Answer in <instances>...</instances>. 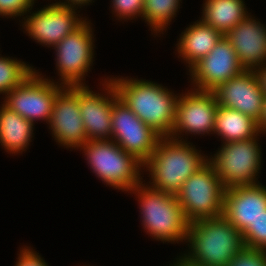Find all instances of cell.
<instances>
[{
    "label": "cell",
    "mask_w": 266,
    "mask_h": 266,
    "mask_svg": "<svg viewBox=\"0 0 266 266\" xmlns=\"http://www.w3.org/2000/svg\"><path fill=\"white\" fill-rule=\"evenodd\" d=\"M112 76V77H111ZM118 96L149 127L161 137H170L175 123L179 92L162 83L131 76L109 77ZM176 93V94H175Z\"/></svg>",
    "instance_id": "6da1fadb"
},
{
    "label": "cell",
    "mask_w": 266,
    "mask_h": 266,
    "mask_svg": "<svg viewBox=\"0 0 266 266\" xmlns=\"http://www.w3.org/2000/svg\"><path fill=\"white\" fill-rule=\"evenodd\" d=\"M208 156L193 142L161 137L153 154L143 163V175L149 177V181H143L152 188L176 195L182 184L208 162Z\"/></svg>",
    "instance_id": "7a4b0ae2"
},
{
    "label": "cell",
    "mask_w": 266,
    "mask_h": 266,
    "mask_svg": "<svg viewBox=\"0 0 266 266\" xmlns=\"http://www.w3.org/2000/svg\"><path fill=\"white\" fill-rule=\"evenodd\" d=\"M185 244L179 254L201 266H228L245 248L242 234L223 215L190 222Z\"/></svg>",
    "instance_id": "3957f363"
},
{
    "label": "cell",
    "mask_w": 266,
    "mask_h": 266,
    "mask_svg": "<svg viewBox=\"0 0 266 266\" xmlns=\"http://www.w3.org/2000/svg\"><path fill=\"white\" fill-rule=\"evenodd\" d=\"M129 193L138 201L141 226L148 237L163 244H185L189 222L176 195L152 188L144 181Z\"/></svg>",
    "instance_id": "277c9868"
},
{
    "label": "cell",
    "mask_w": 266,
    "mask_h": 266,
    "mask_svg": "<svg viewBox=\"0 0 266 266\" xmlns=\"http://www.w3.org/2000/svg\"><path fill=\"white\" fill-rule=\"evenodd\" d=\"M77 150L106 187L127 193L144 180L143 163L113 140H89Z\"/></svg>",
    "instance_id": "5b68a950"
},
{
    "label": "cell",
    "mask_w": 266,
    "mask_h": 266,
    "mask_svg": "<svg viewBox=\"0 0 266 266\" xmlns=\"http://www.w3.org/2000/svg\"><path fill=\"white\" fill-rule=\"evenodd\" d=\"M91 20L87 19L73 32L63 38L55 47V68L58 79L54 80L50 76L42 74L41 76L62 84L64 86H81L86 84V76L93 68L95 61V35ZM59 80V81H58Z\"/></svg>",
    "instance_id": "8992f818"
},
{
    "label": "cell",
    "mask_w": 266,
    "mask_h": 266,
    "mask_svg": "<svg viewBox=\"0 0 266 266\" xmlns=\"http://www.w3.org/2000/svg\"><path fill=\"white\" fill-rule=\"evenodd\" d=\"M259 137L221 144L208 156L225 189L260 183L264 161Z\"/></svg>",
    "instance_id": "52a82bcc"
},
{
    "label": "cell",
    "mask_w": 266,
    "mask_h": 266,
    "mask_svg": "<svg viewBox=\"0 0 266 266\" xmlns=\"http://www.w3.org/2000/svg\"><path fill=\"white\" fill-rule=\"evenodd\" d=\"M224 192L221 179L208 161L182 184L176 198L190 223L222 215Z\"/></svg>",
    "instance_id": "ba28073f"
},
{
    "label": "cell",
    "mask_w": 266,
    "mask_h": 266,
    "mask_svg": "<svg viewBox=\"0 0 266 266\" xmlns=\"http://www.w3.org/2000/svg\"><path fill=\"white\" fill-rule=\"evenodd\" d=\"M33 7L20 22L23 33L43 47L53 48L87 18L80 10L48 2L43 8ZM34 10V11H32Z\"/></svg>",
    "instance_id": "9c48e42d"
},
{
    "label": "cell",
    "mask_w": 266,
    "mask_h": 266,
    "mask_svg": "<svg viewBox=\"0 0 266 266\" xmlns=\"http://www.w3.org/2000/svg\"><path fill=\"white\" fill-rule=\"evenodd\" d=\"M65 87L41 76L35 69L20 85L2 96L1 100L34 125L38 121L48 125L56 96Z\"/></svg>",
    "instance_id": "30bf717a"
},
{
    "label": "cell",
    "mask_w": 266,
    "mask_h": 266,
    "mask_svg": "<svg viewBox=\"0 0 266 266\" xmlns=\"http://www.w3.org/2000/svg\"><path fill=\"white\" fill-rule=\"evenodd\" d=\"M188 88L185 92L182 90L176 102L175 123L170 134L175 140L188 141L187 136L214 133L215 113L219 106L215 94Z\"/></svg>",
    "instance_id": "8fae6325"
},
{
    "label": "cell",
    "mask_w": 266,
    "mask_h": 266,
    "mask_svg": "<svg viewBox=\"0 0 266 266\" xmlns=\"http://www.w3.org/2000/svg\"><path fill=\"white\" fill-rule=\"evenodd\" d=\"M111 119V140L144 163L153 154L161 136L119 98L117 91L112 95Z\"/></svg>",
    "instance_id": "7c38bea8"
},
{
    "label": "cell",
    "mask_w": 266,
    "mask_h": 266,
    "mask_svg": "<svg viewBox=\"0 0 266 266\" xmlns=\"http://www.w3.org/2000/svg\"><path fill=\"white\" fill-rule=\"evenodd\" d=\"M106 76L100 79L99 89L93 91L89 85L67 86L78 98L79 109L89 140H111L112 138V95L117 91Z\"/></svg>",
    "instance_id": "4fadbf2b"
},
{
    "label": "cell",
    "mask_w": 266,
    "mask_h": 266,
    "mask_svg": "<svg viewBox=\"0 0 266 266\" xmlns=\"http://www.w3.org/2000/svg\"><path fill=\"white\" fill-rule=\"evenodd\" d=\"M244 70L230 41L224 35L211 52L195 63L186 74L190 77L188 80L191 88L212 92Z\"/></svg>",
    "instance_id": "5bb4252c"
},
{
    "label": "cell",
    "mask_w": 266,
    "mask_h": 266,
    "mask_svg": "<svg viewBox=\"0 0 266 266\" xmlns=\"http://www.w3.org/2000/svg\"><path fill=\"white\" fill-rule=\"evenodd\" d=\"M47 126L56 144L64 149L76 150L87 141L79 98L67 86L56 96Z\"/></svg>",
    "instance_id": "9a60e30c"
},
{
    "label": "cell",
    "mask_w": 266,
    "mask_h": 266,
    "mask_svg": "<svg viewBox=\"0 0 266 266\" xmlns=\"http://www.w3.org/2000/svg\"><path fill=\"white\" fill-rule=\"evenodd\" d=\"M212 92L219 106L240 111L259 121L265 96L259 87L254 70H244L220 84Z\"/></svg>",
    "instance_id": "2e32d148"
},
{
    "label": "cell",
    "mask_w": 266,
    "mask_h": 266,
    "mask_svg": "<svg viewBox=\"0 0 266 266\" xmlns=\"http://www.w3.org/2000/svg\"><path fill=\"white\" fill-rule=\"evenodd\" d=\"M266 212V186L262 183L225 189L223 216L243 234Z\"/></svg>",
    "instance_id": "e0dca14e"
},
{
    "label": "cell",
    "mask_w": 266,
    "mask_h": 266,
    "mask_svg": "<svg viewBox=\"0 0 266 266\" xmlns=\"http://www.w3.org/2000/svg\"><path fill=\"white\" fill-rule=\"evenodd\" d=\"M253 16L250 12L225 34L245 70L266 64V24Z\"/></svg>",
    "instance_id": "ac0fdd59"
},
{
    "label": "cell",
    "mask_w": 266,
    "mask_h": 266,
    "mask_svg": "<svg viewBox=\"0 0 266 266\" xmlns=\"http://www.w3.org/2000/svg\"><path fill=\"white\" fill-rule=\"evenodd\" d=\"M223 36L220 31L198 19L179 34L174 53L188 71L201 58L209 54Z\"/></svg>",
    "instance_id": "d6986e66"
},
{
    "label": "cell",
    "mask_w": 266,
    "mask_h": 266,
    "mask_svg": "<svg viewBox=\"0 0 266 266\" xmlns=\"http://www.w3.org/2000/svg\"><path fill=\"white\" fill-rule=\"evenodd\" d=\"M0 103V146L10 156L22 155L33 142L36 125Z\"/></svg>",
    "instance_id": "ffe728a7"
},
{
    "label": "cell",
    "mask_w": 266,
    "mask_h": 266,
    "mask_svg": "<svg viewBox=\"0 0 266 266\" xmlns=\"http://www.w3.org/2000/svg\"><path fill=\"white\" fill-rule=\"evenodd\" d=\"M221 144L261 136L257 121L240 111L218 106L215 113L214 133Z\"/></svg>",
    "instance_id": "44dd1931"
},
{
    "label": "cell",
    "mask_w": 266,
    "mask_h": 266,
    "mask_svg": "<svg viewBox=\"0 0 266 266\" xmlns=\"http://www.w3.org/2000/svg\"><path fill=\"white\" fill-rule=\"evenodd\" d=\"M246 5L245 0H203L199 18L225 35L250 14Z\"/></svg>",
    "instance_id": "7402d4cb"
},
{
    "label": "cell",
    "mask_w": 266,
    "mask_h": 266,
    "mask_svg": "<svg viewBox=\"0 0 266 266\" xmlns=\"http://www.w3.org/2000/svg\"><path fill=\"white\" fill-rule=\"evenodd\" d=\"M182 0H144L143 20L154 38L161 37L177 17ZM161 34V35H160Z\"/></svg>",
    "instance_id": "603a6c76"
},
{
    "label": "cell",
    "mask_w": 266,
    "mask_h": 266,
    "mask_svg": "<svg viewBox=\"0 0 266 266\" xmlns=\"http://www.w3.org/2000/svg\"><path fill=\"white\" fill-rule=\"evenodd\" d=\"M27 63L21 59L0 54V95L5 96L36 69L32 64Z\"/></svg>",
    "instance_id": "cb8c5ba5"
},
{
    "label": "cell",
    "mask_w": 266,
    "mask_h": 266,
    "mask_svg": "<svg viewBox=\"0 0 266 266\" xmlns=\"http://www.w3.org/2000/svg\"><path fill=\"white\" fill-rule=\"evenodd\" d=\"M110 7L115 21L118 19V22L123 23L143 18L144 0H111Z\"/></svg>",
    "instance_id": "d4e9b609"
},
{
    "label": "cell",
    "mask_w": 266,
    "mask_h": 266,
    "mask_svg": "<svg viewBox=\"0 0 266 266\" xmlns=\"http://www.w3.org/2000/svg\"><path fill=\"white\" fill-rule=\"evenodd\" d=\"M245 248L266 250V212L242 234Z\"/></svg>",
    "instance_id": "484cf974"
},
{
    "label": "cell",
    "mask_w": 266,
    "mask_h": 266,
    "mask_svg": "<svg viewBox=\"0 0 266 266\" xmlns=\"http://www.w3.org/2000/svg\"><path fill=\"white\" fill-rule=\"evenodd\" d=\"M38 0H0V18L23 21L26 14L33 9ZM25 15V16H24ZM21 20H20V19Z\"/></svg>",
    "instance_id": "4316f807"
},
{
    "label": "cell",
    "mask_w": 266,
    "mask_h": 266,
    "mask_svg": "<svg viewBox=\"0 0 266 266\" xmlns=\"http://www.w3.org/2000/svg\"><path fill=\"white\" fill-rule=\"evenodd\" d=\"M228 266H266V250L244 248Z\"/></svg>",
    "instance_id": "83f0119b"
},
{
    "label": "cell",
    "mask_w": 266,
    "mask_h": 266,
    "mask_svg": "<svg viewBox=\"0 0 266 266\" xmlns=\"http://www.w3.org/2000/svg\"><path fill=\"white\" fill-rule=\"evenodd\" d=\"M17 260L14 266H49L39 252L28 245L19 247Z\"/></svg>",
    "instance_id": "f1b7e54d"
},
{
    "label": "cell",
    "mask_w": 266,
    "mask_h": 266,
    "mask_svg": "<svg viewBox=\"0 0 266 266\" xmlns=\"http://www.w3.org/2000/svg\"><path fill=\"white\" fill-rule=\"evenodd\" d=\"M56 3L60 4V5H64L67 7H71V8H75V9H79L81 11L82 8H84L86 6H89L90 4L92 5V3H95V0H54Z\"/></svg>",
    "instance_id": "f546056e"
},
{
    "label": "cell",
    "mask_w": 266,
    "mask_h": 266,
    "mask_svg": "<svg viewBox=\"0 0 266 266\" xmlns=\"http://www.w3.org/2000/svg\"><path fill=\"white\" fill-rule=\"evenodd\" d=\"M254 73L259 82L260 89L263 91L264 96H266V64L256 68Z\"/></svg>",
    "instance_id": "4dcf8cb0"
},
{
    "label": "cell",
    "mask_w": 266,
    "mask_h": 266,
    "mask_svg": "<svg viewBox=\"0 0 266 266\" xmlns=\"http://www.w3.org/2000/svg\"><path fill=\"white\" fill-rule=\"evenodd\" d=\"M258 129L262 135H266V96L264 98L262 112L259 117V121L257 122Z\"/></svg>",
    "instance_id": "1f68e13d"
},
{
    "label": "cell",
    "mask_w": 266,
    "mask_h": 266,
    "mask_svg": "<svg viewBox=\"0 0 266 266\" xmlns=\"http://www.w3.org/2000/svg\"><path fill=\"white\" fill-rule=\"evenodd\" d=\"M176 259V260H175ZM173 264L170 262L169 266H201L192 262L186 261L181 255L175 257Z\"/></svg>",
    "instance_id": "d6a6232c"
}]
</instances>
